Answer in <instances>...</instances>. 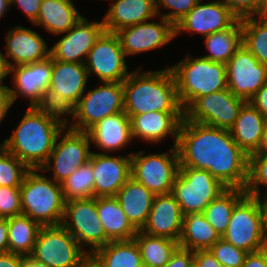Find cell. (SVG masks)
<instances>
[{"instance_id":"1","label":"cell","mask_w":267,"mask_h":267,"mask_svg":"<svg viewBox=\"0 0 267 267\" xmlns=\"http://www.w3.org/2000/svg\"><path fill=\"white\" fill-rule=\"evenodd\" d=\"M176 147L179 167L207 170L227 188H246L249 157L233 140L230 130L184 117Z\"/></svg>"},{"instance_id":"2","label":"cell","mask_w":267,"mask_h":267,"mask_svg":"<svg viewBox=\"0 0 267 267\" xmlns=\"http://www.w3.org/2000/svg\"><path fill=\"white\" fill-rule=\"evenodd\" d=\"M131 71L122 82L124 89V111L128 115L147 112H184L175 78L170 68L141 72Z\"/></svg>"},{"instance_id":"3","label":"cell","mask_w":267,"mask_h":267,"mask_svg":"<svg viewBox=\"0 0 267 267\" xmlns=\"http://www.w3.org/2000/svg\"><path fill=\"white\" fill-rule=\"evenodd\" d=\"M64 128L35 107H28L17 128L0 145L29 169H41L53 150L57 135Z\"/></svg>"},{"instance_id":"4","label":"cell","mask_w":267,"mask_h":267,"mask_svg":"<svg viewBox=\"0 0 267 267\" xmlns=\"http://www.w3.org/2000/svg\"><path fill=\"white\" fill-rule=\"evenodd\" d=\"M40 172L30 169L19 187L22 215L41 226L61 225L65 209L62 186Z\"/></svg>"},{"instance_id":"5","label":"cell","mask_w":267,"mask_h":267,"mask_svg":"<svg viewBox=\"0 0 267 267\" xmlns=\"http://www.w3.org/2000/svg\"><path fill=\"white\" fill-rule=\"evenodd\" d=\"M170 69L184 111L198 97L228 89L226 64L202 56L193 58L188 54Z\"/></svg>"},{"instance_id":"6","label":"cell","mask_w":267,"mask_h":267,"mask_svg":"<svg viewBox=\"0 0 267 267\" xmlns=\"http://www.w3.org/2000/svg\"><path fill=\"white\" fill-rule=\"evenodd\" d=\"M226 189L207 170L179 167L171 194L180 205L183 215H186L203 213L208 204Z\"/></svg>"},{"instance_id":"7","label":"cell","mask_w":267,"mask_h":267,"mask_svg":"<svg viewBox=\"0 0 267 267\" xmlns=\"http://www.w3.org/2000/svg\"><path fill=\"white\" fill-rule=\"evenodd\" d=\"M102 83L81 96L75 105L73 122L68 128L87 132L103 118L124 111L122 82Z\"/></svg>"},{"instance_id":"8","label":"cell","mask_w":267,"mask_h":267,"mask_svg":"<svg viewBox=\"0 0 267 267\" xmlns=\"http://www.w3.org/2000/svg\"><path fill=\"white\" fill-rule=\"evenodd\" d=\"M30 256L49 267H80L89 254L61 224L40 228Z\"/></svg>"},{"instance_id":"9","label":"cell","mask_w":267,"mask_h":267,"mask_svg":"<svg viewBox=\"0 0 267 267\" xmlns=\"http://www.w3.org/2000/svg\"><path fill=\"white\" fill-rule=\"evenodd\" d=\"M170 151L149 155L131 152V177L155 195L171 193L180 163L177 147L173 145Z\"/></svg>"},{"instance_id":"10","label":"cell","mask_w":267,"mask_h":267,"mask_svg":"<svg viewBox=\"0 0 267 267\" xmlns=\"http://www.w3.org/2000/svg\"><path fill=\"white\" fill-rule=\"evenodd\" d=\"M62 225L89 255L110 242L98 218L97 197L66 201Z\"/></svg>"},{"instance_id":"11","label":"cell","mask_w":267,"mask_h":267,"mask_svg":"<svg viewBox=\"0 0 267 267\" xmlns=\"http://www.w3.org/2000/svg\"><path fill=\"white\" fill-rule=\"evenodd\" d=\"M90 143L87 132L64 128L57 135L53 150L40 170L52 171L53 177L51 178L57 183H63L79 167L89 161L92 153Z\"/></svg>"},{"instance_id":"12","label":"cell","mask_w":267,"mask_h":267,"mask_svg":"<svg viewBox=\"0 0 267 267\" xmlns=\"http://www.w3.org/2000/svg\"><path fill=\"white\" fill-rule=\"evenodd\" d=\"M248 253L267 247L260 214L254 199L246 194L234 207L226 232L221 236Z\"/></svg>"},{"instance_id":"13","label":"cell","mask_w":267,"mask_h":267,"mask_svg":"<svg viewBox=\"0 0 267 267\" xmlns=\"http://www.w3.org/2000/svg\"><path fill=\"white\" fill-rule=\"evenodd\" d=\"M246 101L228 89L198 97L185 111L189 121L230 130Z\"/></svg>"},{"instance_id":"14","label":"cell","mask_w":267,"mask_h":267,"mask_svg":"<svg viewBox=\"0 0 267 267\" xmlns=\"http://www.w3.org/2000/svg\"><path fill=\"white\" fill-rule=\"evenodd\" d=\"M126 56L115 33L104 31L88 53L85 66L100 82H123L128 72Z\"/></svg>"},{"instance_id":"15","label":"cell","mask_w":267,"mask_h":267,"mask_svg":"<svg viewBox=\"0 0 267 267\" xmlns=\"http://www.w3.org/2000/svg\"><path fill=\"white\" fill-rule=\"evenodd\" d=\"M228 90L236 97L249 101L267 82V65L242 44L226 63Z\"/></svg>"},{"instance_id":"16","label":"cell","mask_w":267,"mask_h":267,"mask_svg":"<svg viewBox=\"0 0 267 267\" xmlns=\"http://www.w3.org/2000/svg\"><path fill=\"white\" fill-rule=\"evenodd\" d=\"M158 17L159 22L148 20L115 32L125 56L161 48L175 38V26L165 18Z\"/></svg>"},{"instance_id":"17","label":"cell","mask_w":267,"mask_h":267,"mask_svg":"<svg viewBox=\"0 0 267 267\" xmlns=\"http://www.w3.org/2000/svg\"><path fill=\"white\" fill-rule=\"evenodd\" d=\"M105 31L103 21L90 22L82 17L50 49V57L62 62L83 63L96 40Z\"/></svg>"},{"instance_id":"18","label":"cell","mask_w":267,"mask_h":267,"mask_svg":"<svg viewBox=\"0 0 267 267\" xmlns=\"http://www.w3.org/2000/svg\"><path fill=\"white\" fill-rule=\"evenodd\" d=\"M175 25V37L184 32L199 33L203 37L230 28L238 17L220 0L201 3Z\"/></svg>"},{"instance_id":"19","label":"cell","mask_w":267,"mask_h":267,"mask_svg":"<svg viewBox=\"0 0 267 267\" xmlns=\"http://www.w3.org/2000/svg\"><path fill=\"white\" fill-rule=\"evenodd\" d=\"M12 74L13 88L6 87L13 103L19 96L29 99V107H35L49 88L52 76V58L8 68Z\"/></svg>"},{"instance_id":"20","label":"cell","mask_w":267,"mask_h":267,"mask_svg":"<svg viewBox=\"0 0 267 267\" xmlns=\"http://www.w3.org/2000/svg\"><path fill=\"white\" fill-rule=\"evenodd\" d=\"M94 173V197L116 196L122 186L131 178V153L116 157L105 153H91Z\"/></svg>"},{"instance_id":"21","label":"cell","mask_w":267,"mask_h":267,"mask_svg":"<svg viewBox=\"0 0 267 267\" xmlns=\"http://www.w3.org/2000/svg\"><path fill=\"white\" fill-rule=\"evenodd\" d=\"M5 40L6 53L2 55L7 68L42 61L50 56L46 41L29 28L22 26L10 28ZM9 58L13 60V64Z\"/></svg>"},{"instance_id":"22","label":"cell","mask_w":267,"mask_h":267,"mask_svg":"<svg viewBox=\"0 0 267 267\" xmlns=\"http://www.w3.org/2000/svg\"><path fill=\"white\" fill-rule=\"evenodd\" d=\"M132 137L141 141L159 143L168 136H174V146L178 142V132L184 112H147L141 115H128Z\"/></svg>"},{"instance_id":"23","label":"cell","mask_w":267,"mask_h":267,"mask_svg":"<svg viewBox=\"0 0 267 267\" xmlns=\"http://www.w3.org/2000/svg\"><path fill=\"white\" fill-rule=\"evenodd\" d=\"M183 213L171 193L156 195L148 220L142 232L179 241L182 233Z\"/></svg>"},{"instance_id":"24","label":"cell","mask_w":267,"mask_h":267,"mask_svg":"<svg viewBox=\"0 0 267 267\" xmlns=\"http://www.w3.org/2000/svg\"><path fill=\"white\" fill-rule=\"evenodd\" d=\"M90 142L101 153L117 152L133 140L130 118L125 111L107 116L87 131ZM117 150V151H116Z\"/></svg>"},{"instance_id":"25","label":"cell","mask_w":267,"mask_h":267,"mask_svg":"<svg viewBox=\"0 0 267 267\" xmlns=\"http://www.w3.org/2000/svg\"><path fill=\"white\" fill-rule=\"evenodd\" d=\"M102 21L107 32L115 33L120 29L136 25L158 16L155 0H111Z\"/></svg>"},{"instance_id":"26","label":"cell","mask_w":267,"mask_h":267,"mask_svg":"<svg viewBox=\"0 0 267 267\" xmlns=\"http://www.w3.org/2000/svg\"><path fill=\"white\" fill-rule=\"evenodd\" d=\"M88 78L89 74L85 64L52 59V76L49 89L67 98L74 105L85 93Z\"/></svg>"},{"instance_id":"27","label":"cell","mask_w":267,"mask_h":267,"mask_svg":"<svg viewBox=\"0 0 267 267\" xmlns=\"http://www.w3.org/2000/svg\"><path fill=\"white\" fill-rule=\"evenodd\" d=\"M155 196L144 185L131 177L115 197L128 221L138 231L142 230L148 220Z\"/></svg>"},{"instance_id":"28","label":"cell","mask_w":267,"mask_h":267,"mask_svg":"<svg viewBox=\"0 0 267 267\" xmlns=\"http://www.w3.org/2000/svg\"><path fill=\"white\" fill-rule=\"evenodd\" d=\"M266 124L264 116L249 101H246L230 132L233 140L248 157L258 150Z\"/></svg>"},{"instance_id":"29","label":"cell","mask_w":267,"mask_h":267,"mask_svg":"<svg viewBox=\"0 0 267 267\" xmlns=\"http://www.w3.org/2000/svg\"><path fill=\"white\" fill-rule=\"evenodd\" d=\"M97 214L110 241L131 240L137 230L128 221L115 196L97 197Z\"/></svg>"},{"instance_id":"30","label":"cell","mask_w":267,"mask_h":267,"mask_svg":"<svg viewBox=\"0 0 267 267\" xmlns=\"http://www.w3.org/2000/svg\"><path fill=\"white\" fill-rule=\"evenodd\" d=\"M83 16L74 3L60 0H42L35 26L44 27L46 31L60 35L71 29Z\"/></svg>"},{"instance_id":"31","label":"cell","mask_w":267,"mask_h":267,"mask_svg":"<svg viewBox=\"0 0 267 267\" xmlns=\"http://www.w3.org/2000/svg\"><path fill=\"white\" fill-rule=\"evenodd\" d=\"M220 238V234L206 220L203 213L184 215L179 247L192 251L207 250Z\"/></svg>"},{"instance_id":"32","label":"cell","mask_w":267,"mask_h":267,"mask_svg":"<svg viewBox=\"0 0 267 267\" xmlns=\"http://www.w3.org/2000/svg\"><path fill=\"white\" fill-rule=\"evenodd\" d=\"M91 256L102 267H144L134 239L110 241Z\"/></svg>"},{"instance_id":"33","label":"cell","mask_w":267,"mask_h":267,"mask_svg":"<svg viewBox=\"0 0 267 267\" xmlns=\"http://www.w3.org/2000/svg\"><path fill=\"white\" fill-rule=\"evenodd\" d=\"M138 245L144 267H164L179 247L178 241L148 235L138 230L133 238Z\"/></svg>"},{"instance_id":"34","label":"cell","mask_w":267,"mask_h":267,"mask_svg":"<svg viewBox=\"0 0 267 267\" xmlns=\"http://www.w3.org/2000/svg\"><path fill=\"white\" fill-rule=\"evenodd\" d=\"M209 55L202 56L212 62L226 64L242 45L241 19L230 28L204 37Z\"/></svg>"},{"instance_id":"35","label":"cell","mask_w":267,"mask_h":267,"mask_svg":"<svg viewBox=\"0 0 267 267\" xmlns=\"http://www.w3.org/2000/svg\"><path fill=\"white\" fill-rule=\"evenodd\" d=\"M7 221L9 225V252L23 256L30 255L42 226L28 216L22 214L9 217Z\"/></svg>"},{"instance_id":"36","label":"cell","mask_w":267,"mask_h":267,"mask_svg":"<svg viewBox=\"0 0 267 267\" xmlns=\"http://www.w3.org/2000/svg\"><path fill=\"white\" fill-rule=\"evenodd\" d=\"M246 194L245 189L227 188L204 209L203 215L220 236L227 230L235 205Z\"/></svg>"},{"instance_id":"37","label":"cell","mask_w":267,"mask_h":267,"mask_svg":"<svg viewBox=\"0 0 267 267\" xmlns=\"http://www.w3.org/2000/svg\"><path fill=\"white\" fill-rule=\"evenodd\" d=\"M242 44L267 65V14L241 18Z\"/></svg>"},{"instance_id":"38","label":"cell","mask_w":267,"mask_h":267,"mask_svg":"<svg viewBox=\"0 0 267 267\" xmlns=\"http://www.w3.org/2000/svg\"><path fill=\"white\" fill-rule=\"evenodd\" d=\"M64 201L94 197V173L91 166V156L63 183H61Z\"/></svg>"},{"instance_id":"39","label":"cell","mask_w":267,"mask_h":267,"mask_svg":"<svg viewBox=\"0 0 267 267\" xmlns=\"http://www.w3.org/2000/svg\"><path fill=\"white\" fill-rule=\"evenodd\" d=\"M35 108L45 116L56 120L65 128L69 126L68 122L73 120L75 113V105L71 101L49 88L43 93ZM66 114L71 115V120H68L67 117L60 118Z\"/></svg>"},{"instance_id":"40","label":"cell","mask_w":267,"mask_h":267,"mask_svg":"<svg viewBox=\"0 0 267 267\" xmlns=\"http://www.w3.org/2000/svg\"><path fill=\"white\" fill-rule=\"evenodd\" d=\"M30 169L0 145V187L19 188Z\"/></svg>"},{"instance_id":"41","label":"cell","mask_w":267,"mask_h":267,"mask_svg":"<svg viewBox=\"0 0 267 267\" xmlns=\"http://www.w3.org/2000/svg\"><path fill=\"white\" fill-rule=\"evenodd\" d=\"M209 250L223 267H242L248 252L220 238Z\"/></svg>"},{"instance_id":"42","label":"cell","mask_w":267,"mask_h":267,"mask_svg":"<svg viewBox=\"0 0 267 267\" xmlns=\"http://www.w3.org/2000/svg\"><path fill=\"white\" fill-rule=\"evenodd\" d=\"M260 185L267 187V154L250 155L246 192H260Z\"/></svg>"},{"instance_id":"43","label":"cell","mask_w":267,"mask_h":267,"mask_svg":"<svg viewBox=\"0 0 267 267\" xmlns=\"http://www.w3.org/2000/svg\"><path fill=\"white\" fill-rule=\"evenodd\" d=\"M155 1H156V11L158 16L165 18L175 26L195 7V5L199 0H155ZM160 7L170 11L162 14L160 13L161 12Z\"/></svg>"},{"instance_id":"44","label":"cell","mask_w":267,"mask_h":267,"mask_svg":"<svg viewBox=\"0 0 267 267\" xmlns=\"http://www.w3.org/2000/svg\"><path fill=\"white\" fill-rule=\"evenodd\" d=\"M238 19L267 14L266 0H220Z\"/></svg>"},{"instance_id":"45","label":"cell","mask_w":267,"mask_h":267,"mask_svg":"<svg viewBox=\"0 0 267 267\" xmlns=\"http://www.w3.org/2000/svg\"><path fill=\"white\" fill-rule=\"evenodd\" d=\"M22 214L20 188L0 187V217Z\"/></svg>"},{"instance_id":"46","label":"cell","mask_w":267,"mask_h":267,"mask_svg":"<svg viewBox=\"0 0 267 267\" xmlns=\"http://www.w3.org/2000/svg\"><path fill=\"white\" fill-rule=\"evenodd\" d=\"M194 264V251L178 247L164 267H191Z\"/></svg>"},{"instance_id":"47","label":"cell","mask_w":267,"mask_h":267,"mask_svg":"<svg viewBox=\"0 0 267 267\" xmlns=\"http://www.w3.org/2000/svg\"><path fill=\"white\" fill-rule=\"evenodd\" d=\"M42 0H10V5L17 4L32 24L37 21Z\"/></svg>"},{"instance_id":"48","label":"cell","mask_w":267,"mask_h":267,"mask_svg":"<svg viewBox=\"0 0 267 267\" xmlns=\"http://www.w3.org/2000/svg\"><path fill=\"white\" fill-rule=\"evenodd\" d=\"M246 193L254 199L257 205V208L260 214L262 231H263L264 236L267 239V188H266V194L264 192V195L261 194V191L260 192H246Z\"/></svg>"},{"instance_id":"49","label":"cell","mask_w":267,"mask_h":267,"mask_svg":"<svg viewBox=\"0 0 267 267\" xmlns=\"http://www.w3.org/2000/svg\"><path fill=\"white\" fill-rule=\"evenodd\" d=\"M195 267H223L209 249L194 251Z\"/></svg>"},{"instance_id":"50","label":"cell","mask_w":267,"mask_h":267,"mask_svg":"<svg viewBox=\"0 0 267 267\" xmlns=\"http://www.w3.org/2000/svg\"><path fill=\"white\" fill-rule=\"evenodd\" d=\"M249 102L264 116L267 121V82L255 93Z\"/></svg>"},{"instance_id":"51","label":"cell","mask_w":267,"mask_h":267,"mask_svg":"<svg viewBox=\"0 0 267 267\" xmlns=\"http://www.w3.org/2000/svg\"><path fill=\"white\" fill-rule=\"evenodd\" d=\"M242 267H267V247L248 253Z\"/></svg>"},{"instance_id":"52","label":"cell","mask_w":267,"mask_h":267,"mask_svg":"<svg viewBox=\"0 0 267 267\" xmlns=\"http://www.w3.org/2000/svg\"><path fill=\"white\" fill-rule=\"evenodd\" d=\"M24 256L16 253H0V267H23Z\"/></svg>"},{"instance_id":"53","label":"cell","mask_w":267,"mask_h":267,"mask_svg":"<svg viewBox=\"0 0 267 267\" xmlns=\"http://www.w3.org/2000/svg\"><path fill=\"white\" fill-rule=\"evenodd\" d=\"M12 98L6 89H0V123L6 117L10 107L13 105Z\"/></svg>"},{"instance_id":"54","label":"cell","mask_w":267,"mask_h":267,"mask_svg":"<svg viewBox=\"0 0 267 267\" xmlns=\"http://www.w3.org/2000/svg\"><path fill=\"white\" fill-rule=\"evenodd\" d=\"M8 221L7 218L0 217V253L9 252L8 248Z\"/></svg>"},{"instance_id":"55","label":"cell","mask_w":267,"mask_h":267,"mask_svg":"<svg viewBox=\"0 0 267 267\" xmlns=\"http://www.w3.org/2000/svg\"><path fill=\"white\" fill-rule=\"evenodd\" d=\"M3 52L0 50V89H6L7 85L3 84V79L8 78V68L5 64Z\"/></svg>"},{"instance_id":"56","label":"cell","mask_w":267,"mask_h":267,"mask_svg":"<svg viewBox=\"0 0 267 267\" xmlns=\"http://www.w3.org/2000/svg\"><path fill=\"white\" fill-rule=\"evenodd\" d=\"M265 154H267V124L265 125L258 150L252 155H265Z\"/></svg>"},{"instance_id":"57","label":"cell","mask_w":267,"mask_h":267,"mask_svg":"<svg viewBox=\"0 0 267 267\" xmlns=\"http://www.w3.org/2000/svg\"><path fill=\"white\" fill-rule=\"evenodd\" d=\"M23 267H49L47 264L37 261L30 255L24 256Z\"/></svg>"},{"instance_id":"58","label":"cell","mask_w":267,"mask_h":267,"mask_svg":"<svg viewBox=\"0 0 267 267\" xmlns=\"http://www.w3.org/2000/svg\"><path fill=\"white\" fill-rule=\"evenodd\" d=\"M80 267H102L91 255H89Z\"/></svg>"},{"instance_id":"59","label":"cell","mask_w":267,"mask_h":267,"mask_svg":"<svg viewBox=\"0 0 267 267\" xmlns=\"http://www.w3.org/2000/svg\"><path fill=\"white\" fill-rule=\"evenodd\" d=\"M10 6V0H0V19L8 12Z\"/></svg>"},{"instance_id":"60","label":"cell","mask_w":267,"mask_h":267,"mask_svg":"<svg viewBox=\"0 0 267 267\" xmlns=\"http://www.w3.org/2000/svg\"><path fill=\"white\" fill-rule=\"evenodd\" d=\"M60 1H65V2H69V3H74L73 0H60Z\"/></svg>"}]
</instances>
